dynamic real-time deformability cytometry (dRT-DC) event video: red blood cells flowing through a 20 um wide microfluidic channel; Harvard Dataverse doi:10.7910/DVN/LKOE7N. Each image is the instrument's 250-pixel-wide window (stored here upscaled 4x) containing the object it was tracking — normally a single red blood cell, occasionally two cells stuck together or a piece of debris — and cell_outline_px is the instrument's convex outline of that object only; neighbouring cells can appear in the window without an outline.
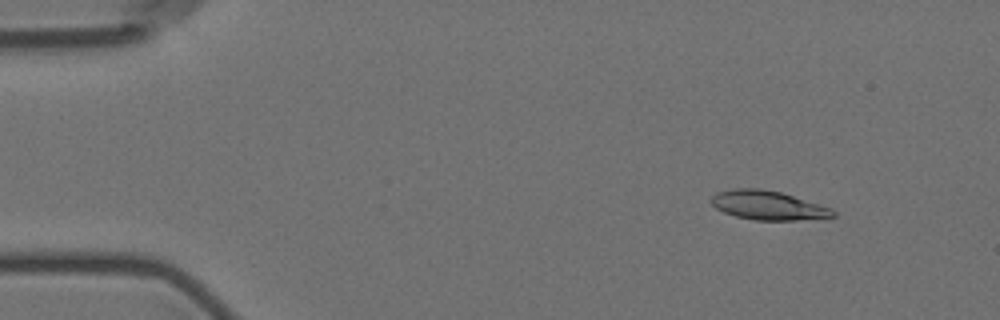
{"species": "Egyptian fruit bat (a non-hibernating species)", "species_latin": "Rousettus aegyptiacus", "temperature_condition": "room temperature", "stored_images_in_passage": 5, "camera_frame_rate_fps": 3000, "um_per_image_px": 0.085, "animal": {"sex": "female"}, "frame": {"image": 1, "passage_image": 2, "time_ms": 1.333, "image_size_px": [1000, 320], "cell_outline_px": [[836, 216], [796, 220], [756, 220], [736, 216], [724, 212], [716, 208], [708, 200], [716, 192], [732, 188], [760, 188], [780, 192], [832, 208], [836, 212]], "centroid_in_image_um": [65.24, 17.44], "position_along_channel_um": 19.8, "area_um2": 20.58}}
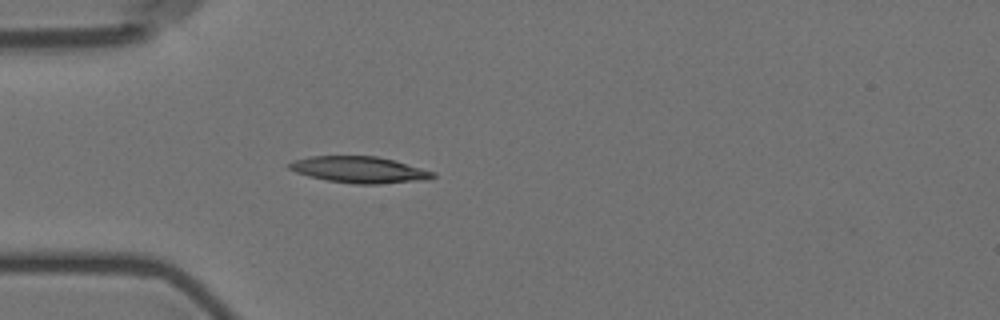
{"frame": {"image": 2, "passage_image": 5, "time_ms": 4.667, "image_size_px": [1000, 320], "cell_outline_px": [[436, 176], [428, 180], [380, 184], [352, 184], [328, 180], [308, 176], [296, 172], [288, 168], [288, 164], [292, 160], [308, 156], [376, 156], [396, 160], [436, 172]], "centroid_in_image_um": [30.58, 14.42], "position_along_channel_um": 54.4, "area_um2": 22.43}}